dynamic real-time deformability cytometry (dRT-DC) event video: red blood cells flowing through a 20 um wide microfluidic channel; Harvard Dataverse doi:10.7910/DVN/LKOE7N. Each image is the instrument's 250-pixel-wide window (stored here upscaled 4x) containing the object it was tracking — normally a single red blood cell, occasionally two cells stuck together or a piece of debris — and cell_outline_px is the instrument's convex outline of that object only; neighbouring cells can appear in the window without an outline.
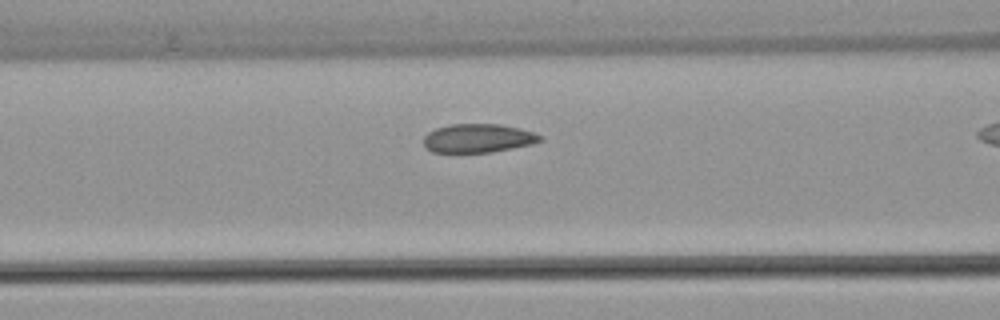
{"species": "common noctule bat (a hibernating species)", "species_latin": "Nyctalus noctula", "temperature_condition": "warm", "stored_images_in_passage": 18, "camera_frame_rate_fps": 3000, "um_per_image_px": 0.085, "animal": {"sex": "female", "body_mass_g": 22.7, "forearm_length_mm": 54.2}, "frame": {"image": 1, "passage_image": 13, "time_ms": 4.0, "image_size_px": [1000, 320], "cell_outline_px": [[544, 140], [532, 144], [492, 152], [432, 152], [424, 144], [424, 136], [428, 132], [436, 128], [452, 124], [500, 124], [520, 128], [544, 136]], "centroid_in_image_um": [40.67, 11.74], "position_along_channel_um": 125.9, "area_um2": 19.48}}
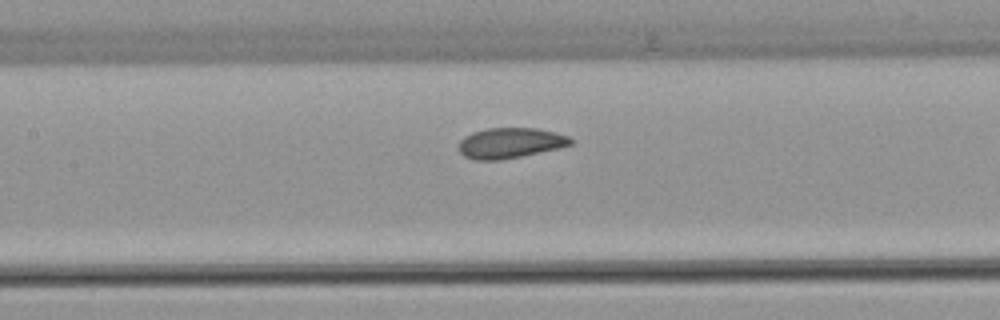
{"frame": {"image": 2, "passage_image": 16, "time_ms": 5.0, "image_size_px": [1000, 320], "cell_outline_px": [[572, 144], [556, 148], [520, 156], [500, 160], [472, 160], [464, 156], [460, 152], [460, 140], [464, 136], [472, 132], [488, 128], [536, 128], [556, 132], [568, 136], [572, 140]], "centroid_in_image_um": [43.33, 12.15], "position_along_channel_um": 164.1, "area_um2": 19.65}}